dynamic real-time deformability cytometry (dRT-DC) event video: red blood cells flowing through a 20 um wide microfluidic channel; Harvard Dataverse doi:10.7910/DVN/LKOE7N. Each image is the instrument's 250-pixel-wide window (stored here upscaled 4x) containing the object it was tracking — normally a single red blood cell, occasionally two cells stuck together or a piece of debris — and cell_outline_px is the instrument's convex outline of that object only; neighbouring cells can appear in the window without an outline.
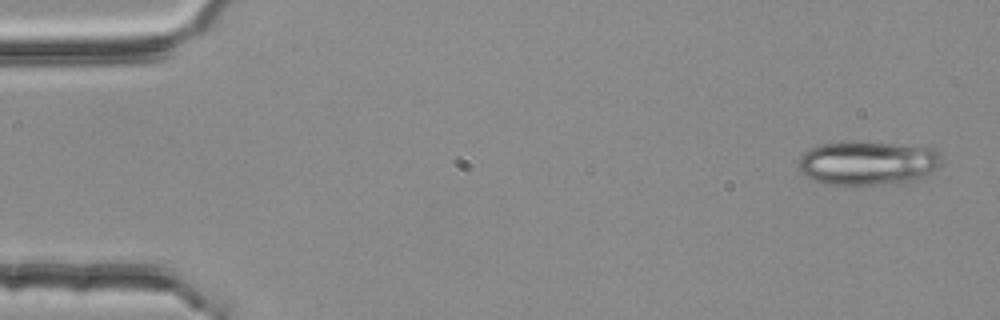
{"species": "common noctule bat (a hibernating species)", "species_latin": "Nyctalus noctula", "temperature_condition": "room temperature", "stored_images_in_passage": 4, "camera_frame_rate_fps": 3000, "um_per_image_px": 0.085, "animal": {"sex": "female", "body_mass_g": 25.1}, "frame": {"image": 1, "passage_image": 1, "time_ms": 0.0, "image_size_px": [1000, 320], "cell_outline_px": [[940, 164], [924, 180], [904, 184], [824, 184], [808, 180], [800, 172], [800, 156], [808, 148], [820, 144], [840, 140], [868, 140], [932, 148], [940, 156]], "centroid_in_image_um": [73.75, 13.84], "position_along_channel_um": 11.3, "area_um2": 38.09}}